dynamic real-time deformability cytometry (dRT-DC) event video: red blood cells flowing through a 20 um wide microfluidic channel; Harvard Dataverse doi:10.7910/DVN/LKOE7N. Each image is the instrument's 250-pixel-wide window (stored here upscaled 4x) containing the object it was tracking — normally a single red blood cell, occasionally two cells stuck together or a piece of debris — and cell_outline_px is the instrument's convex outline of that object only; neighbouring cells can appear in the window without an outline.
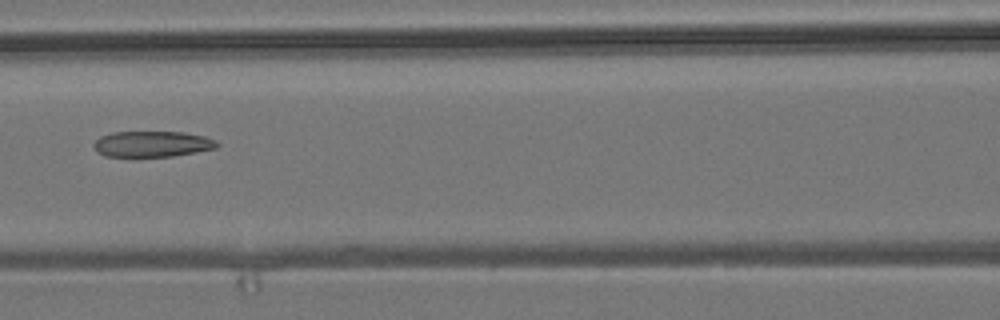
{"species": "common noctule bat (a hibernating species)", "species_latin": "Nyctalus noctula", "temperature_condition": "room temperature", "stored_images_in_passage": 6, "camera_frame_rate_fps": 3000, "um_per_image_px": 0.085, "animal": {"sex": "male", "body_mass_g": 19.2, "forearm_length_mm": 51.8}, "frame": {"image": 1, "passage_image": 6, "time_ms": 5.667, "image_size_px": [1000, 320], "cell_outline_px": [[220, 144], [216, 148], [196, 152], [172, 156], [104, 156], [96, 152], [92, 144], [100, 136], [112, 132], [184, 132], [204, 136], [216, 140]], "centroid_in_image_um": [12.92, 12.23], "position_along_channel_um": 153.7, "area_um2": 18.61}}